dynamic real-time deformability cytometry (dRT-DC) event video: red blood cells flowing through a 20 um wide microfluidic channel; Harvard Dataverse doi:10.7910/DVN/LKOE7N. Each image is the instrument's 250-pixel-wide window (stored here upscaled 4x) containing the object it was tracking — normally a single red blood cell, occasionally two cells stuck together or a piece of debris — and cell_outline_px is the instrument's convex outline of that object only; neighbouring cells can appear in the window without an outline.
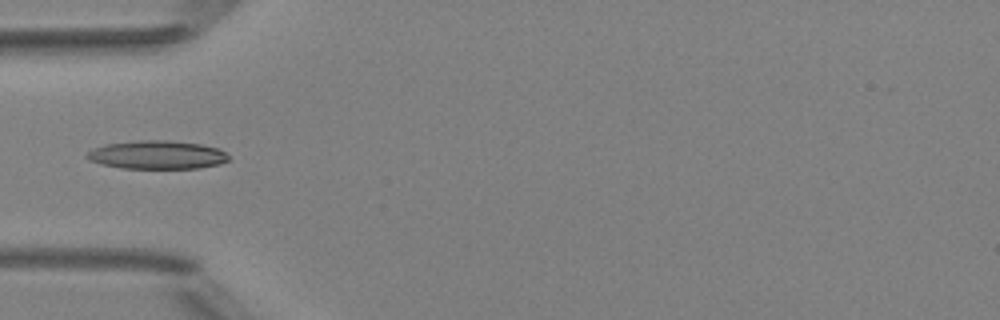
{"species": "Egyptian fruit bat (a non-hibernating species)", "species_latin": "Rousettus aegyptiacus", "temperature_condition": "room temperature", "stored_images_in_passage": 3, "camera_frame_rate_fps": 3000, "um_per_image_px": 0.085, "animal": {"sex": "female"}, "frame": {"image": 1, "passage_image": 3, "time_ms": 3.0, "image_size_px": [1000, 320], "cell_outline_px": [[228, 160], [220, 164], [200, 168], [124, 168], [100, 164], [88, 160], [84, 156], [88, 152], [96, 148], [108, 144], [140, 140], [168, 140], [200, 144], [216, 148], [224, 152], [228, 156]], "centroid_in_image_um": [13.34, 13.17], "position_along_channel_um": 71.7, "area_um2": 23.24}}